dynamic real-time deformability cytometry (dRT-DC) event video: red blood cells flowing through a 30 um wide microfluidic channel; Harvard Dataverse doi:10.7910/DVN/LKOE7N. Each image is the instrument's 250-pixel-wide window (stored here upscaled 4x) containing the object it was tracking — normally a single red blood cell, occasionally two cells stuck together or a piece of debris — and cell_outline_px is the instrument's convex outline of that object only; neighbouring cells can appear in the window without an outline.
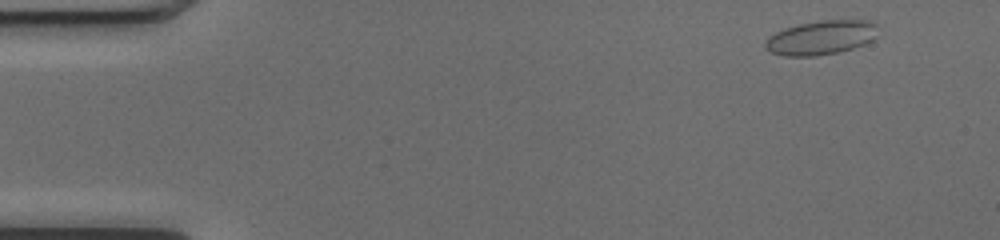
{"species": "common noctule bat (a hibernating species)", "species_latin": "Nyctalus noctula", "temperature_condition": "cold", "stored_images_in_passage": 51, "camera_frame_rate_fps": 3000, "um_per_image_px": 0.085, "animal": {"sex": "female", "body_mass_g": 17.0, "forearm_length_mm": 48.0}, "frame": {"image": 1, "passage_image": 3, "time_ms": 0.667, "image_size_px": [1000, 240], "cell_outline_px": [[876, 24], [872, 40], [864, 44], [840, 52], [816, 56], [784, 56], [772, 52], [764, 48], [764, 44], [768, 36], [784, 28], [800, 24], [820, 20], [868, 20]], "centroid_in_image_um": [69.73, 3.2], "position_along_channel_um": 15.3, "area_um2": 22.31}}
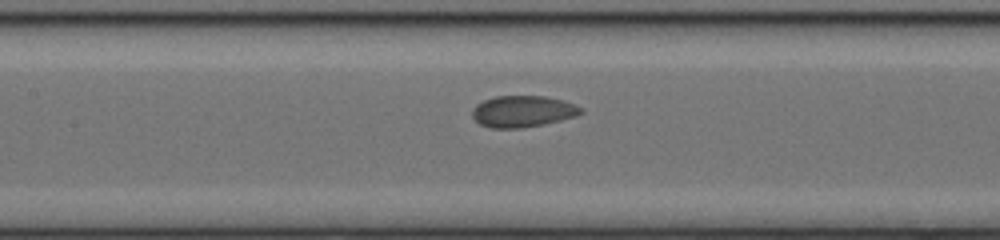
{"frame": {"image": 2, "passage_image": 23, "time_ms": 7.333, "image_size_px": [1000, 240], "cell_outline_px": [[584, 112], [576, 116], [544, 124], [520, 128], [492, 128], [480, 124], [472, 116], [472, 108], [476, 104], [484, 100], [496, 96], [544, 96], [564, 100], [584, 108]], "centroid_in_image_um": [44.45, 9.46], "position_along_channel_um": 163.0, "area_um2": 20.0}}
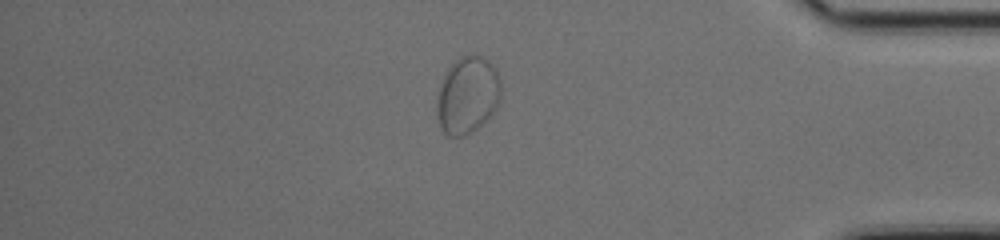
{"frame": {"image": 3, "passage_image": 43, "time_ms": 14.0, "image_size_px": [1000, 240], "cell_outline_px": [[500, 100], [496, 108], [476, 128], [464, 136], [448, 136], [440, 128], [436, 112], [436, 104], [440, 84], [444, 76], [452, 64], [460, 56], [484, 56], [492, 64], [500, 80]], "centroid_in_image_um": [39.72, 8.09], "position_along_channel_um": 395.5, "area_um2": 28.44}, "authors_computed_cell_mechanics": {"area_um2": 20.3456, "velocity_mm_per_s": 3.9686, "shape_relaxation_time_tau1_ms": 3.0017, "shape_relaxation_time_tau2_ms": null, "deformation_change_tau1": 0.0656, "deformation_change_tau2": null}}